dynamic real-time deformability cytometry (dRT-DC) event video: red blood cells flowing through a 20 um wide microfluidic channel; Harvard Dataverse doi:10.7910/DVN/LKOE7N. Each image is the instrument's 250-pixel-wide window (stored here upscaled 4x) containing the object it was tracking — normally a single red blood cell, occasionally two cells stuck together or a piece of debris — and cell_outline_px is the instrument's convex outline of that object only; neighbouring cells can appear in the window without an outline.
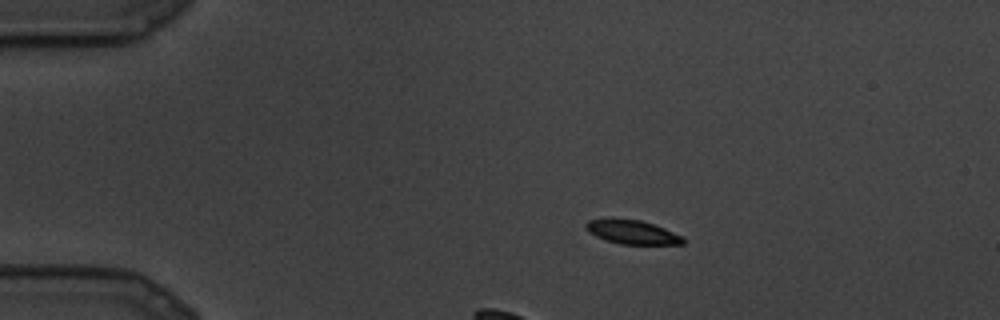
{"species": "common noctule bat (a hibernating species)", "species_latin": "Nyctalus noctula", "temperature_condition": "cold", "stored_images_in_passage": 14, "camera_frame_rate_fps": 3000, "um_per_image_px": 0.085, "animal": {"sex": "male", "body_mass_g": 19.5, "forearm_length_mm": 54.6}, "frame": {"image": 1, "passage_image": 1, "time_ms": 0.0, "image_size_px": [1000, 320], "cell_outline_px": [[684, 244], [620, 244], [596, 236], [588, 232], [584, 228], [584, 224], [588, 220], [612, 216], [640, 220], [664, 228], [684, 236]], "centroid_in_image_um": [53.68, 19.69], "position_along_channel_um": 31.3, "area_um2": 13.93}}